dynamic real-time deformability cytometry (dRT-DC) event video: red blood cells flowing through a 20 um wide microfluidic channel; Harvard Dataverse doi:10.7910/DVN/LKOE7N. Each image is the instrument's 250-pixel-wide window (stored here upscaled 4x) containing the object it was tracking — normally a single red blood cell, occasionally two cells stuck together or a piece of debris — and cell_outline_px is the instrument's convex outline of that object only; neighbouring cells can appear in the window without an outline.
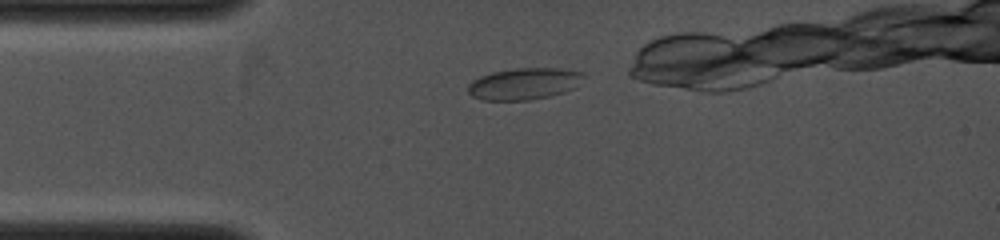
{"species": "common noctule bat (a hibernating species)", "species_latin": "Nyctalus noctula", "temperature_condition": "cold", "stored_images_in_passage": 2, "camera_frame_rate_fps": 4000, "um_per_image_px": 0.085, "animal": {"sex": "female", "body_mass_g": 19.0, "forearm_length_mm": 53.3}, "frame": {"image": 1, "passage_image": 1, "time_ms": 0.0, "image_size_px": [1000, 240], "cell_outline_px": [[584, 76], [572, 88], [564, 92], [548, 96], [528, 100], [484, 100], [472, 96], [468, 92], [468, 84], [472, 80], [480, 76], [492, 72], [516, 68], [560, 68], [584, 72]], "centroid_in_image_um": [44.51, 7.11], "position_along_channel_um": 40.5, "area_um2": 21.15}}
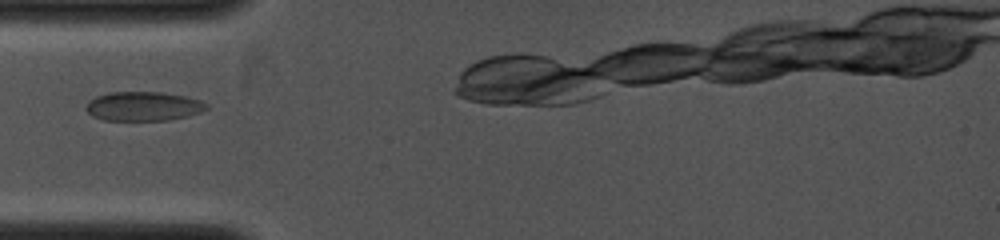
{"frame": {"image": 2, "passage_image": 2, "time_ms": 1.0, "image_size_px": [1000, 240], "cell_outline_px": [[208, 108], [200, 112], [188, 116], [168, 120], [104, 120], [92, 116], [84, 108], [88, 100], [96, 96], [108, 92], [160, 92], [184, 96], [200, 100], [208, 104]], "centroid_in_image_um": [12.15, 9.03], "position_along_channel_um": 72.8, "area_um2": 20.58}}